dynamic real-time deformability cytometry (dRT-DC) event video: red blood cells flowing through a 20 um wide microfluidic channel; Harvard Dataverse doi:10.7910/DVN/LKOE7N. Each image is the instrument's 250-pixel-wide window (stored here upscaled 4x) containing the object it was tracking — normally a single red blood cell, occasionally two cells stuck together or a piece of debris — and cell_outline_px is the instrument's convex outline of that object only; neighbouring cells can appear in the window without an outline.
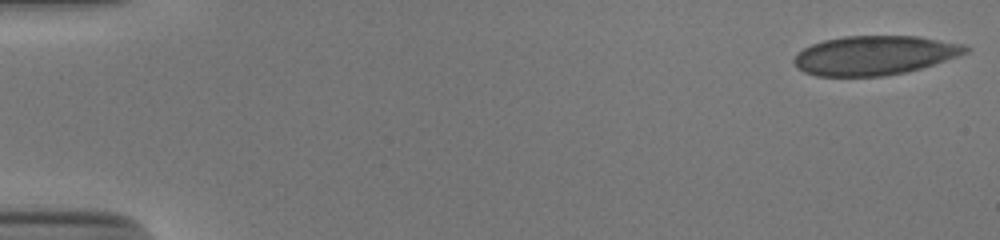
{"species": "human", "species_latin": "Homo sapiens", "temperature_condition": "cold", "stored_images_in_passage": 52, "camera_frame_rate_fps": 3000, "um_per_image_px": 0.085, "donor": {"sex": "male"}, "frame": {"image": 1, "passage_image": 1, "time_ms": 0.0, "image_size_px": [1000, 240], "cell_outline_px": [[972, 48], [968, 52], [960, 56], [920, 68], [904, 72], [884, 76], [816, 76], [804, 72], [796, 68], [792, 60], [804, 48], [812, 44], [824, 40], [844, 36], [916, 36], [964, 44]], "centroid_in_image_um": [74.34, 4.7], "position_along_channel_um": 10.7, "area_um2": 39.19}}
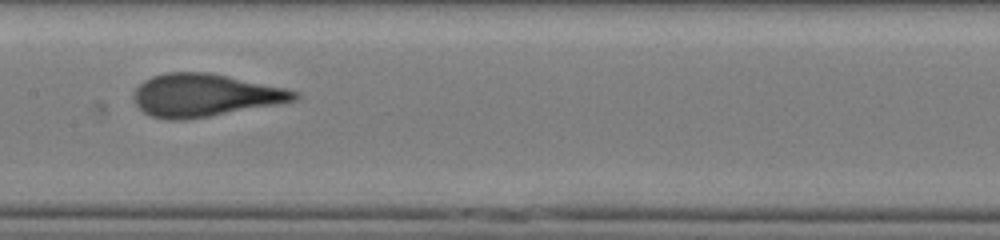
{"frame": {"image": 2, "passage_image": 27, "time_ms": 8.667, "image_size_px": [1000, 240], "cell_outline_px": [[300, 96], [296, 100], [208, 116], [184, 120], [168, 120], [152, 116], [144, 112], [136, 104], [132, 96], [132, 92], [144, 80], [152, 76], [168, 72], [208, 72], [228, 76], [284, 88], [300, 92]], "centroid_in_image_um": [17.35, 8.09], "position_along_channel_um": 190.0, "area_um2": 39.59}}
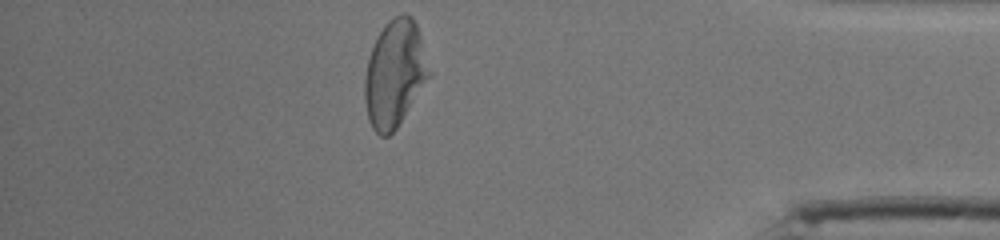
{"frame": {"image": 3, "passage_image": 46, "time_ms": 15.0, "image_size_px": [1000, 240], "cell_outline_px": [[432, 76], [396, 128], [388, 136], [380, 136], [372, 128], [368, 120], [364, 100], [364, 80], [368, 56], [384, 24], [388, 20], [400, 12], [404, 12], [412, 16], [416, 24], [432, 72]], "centroid_in_image_um": [33.56, 6.25], "position_along_channel_um": 401.6, "area_um2": 40.52}, "authors_computed_cell_mechanics": {"area_um2": 39.8531, "velocity_mm_per_s": 3.8664, "shape_relaxation_time_tau1_ms": 4.9258, "shape_relaxation_time_tau2_ms": null, "deformation_change_tau1": 0.2002, "deformation_change_tau2": null}}